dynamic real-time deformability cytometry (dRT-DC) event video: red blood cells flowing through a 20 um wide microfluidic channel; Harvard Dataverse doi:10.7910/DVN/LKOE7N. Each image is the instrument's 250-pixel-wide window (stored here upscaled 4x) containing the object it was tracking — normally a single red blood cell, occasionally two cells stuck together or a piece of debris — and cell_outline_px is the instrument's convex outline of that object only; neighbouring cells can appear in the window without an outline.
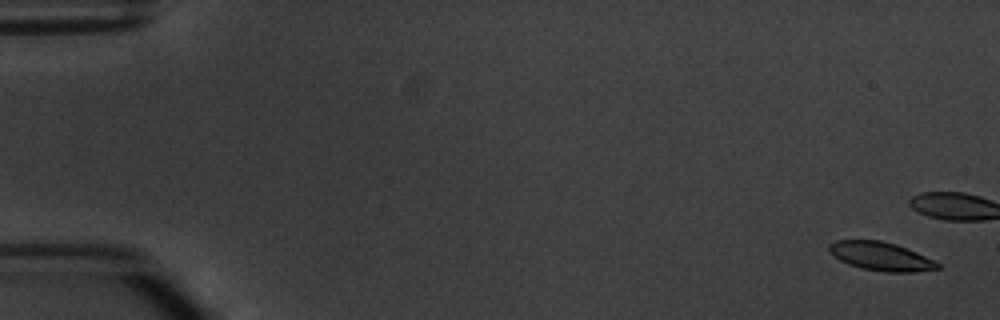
{"species": "common noctule bat (a hibernating species)", "species_latin": "Nyctalus noctula", "temperature_condition": "warm", "stored_images_in_passage": 6, "camera_frame_rate_fps": 3000, "um_per_image_px": 0.085, "animal": {"sex": "male", "body_mass_g": 20.1, "forearm_length_mm": 53.5}, "frame": {"image": 1, "passage_image": 1, "time_ms": 0.0, "image_size_px": [1000, 320], "cell_outline_px": [[940, 268], [912, 272], [884, 272], [864, 268], [848, 264], [840, 260], [828, 252], [828, 244], [836, 240], [880, 240], [896, 244], [916, 252], [940, 264]], "centroid_in_image_um": [74.83, 21.77], "position_along_channel_um": 10.2, "area_um2": 17.92}}